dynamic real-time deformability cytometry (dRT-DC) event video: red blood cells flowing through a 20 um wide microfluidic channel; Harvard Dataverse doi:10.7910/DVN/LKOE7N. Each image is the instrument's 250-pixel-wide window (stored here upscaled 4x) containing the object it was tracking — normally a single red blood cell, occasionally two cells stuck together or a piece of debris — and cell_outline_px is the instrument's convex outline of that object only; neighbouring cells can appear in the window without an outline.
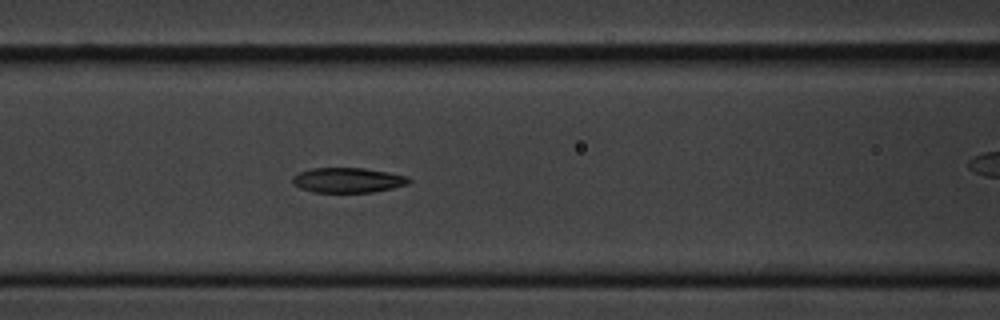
{"species": "common noctule bat (a hibernating species)", "species_latin": "Nyctalus noctula", "temperature_condition": "cold", "stored_images_in_passage": 7, "camera_frame_rate_fps": 3000, "um_per_image_px": 0.085, "animal": {"sex": "male", "body_mass_g": 20.1, "forearm_length_mm": 53.5}, "frame": {"image": 1, "passage_image": 6, "time_ms": 6.667, "image_size_px": [1000, 320], "cell_outline_px": [[412, 180], [408, 184], [392, 188], [372, 192], [312, 192], [300, 188], [292, 184], [292, 176], [300, 172], [312, 168], [364, 168], [388, 172], [408, 176]], "centroid_in_image_um": [29.56, 15.31], "position_along_channel_um": 137.0, "area_um2": 16.99}}